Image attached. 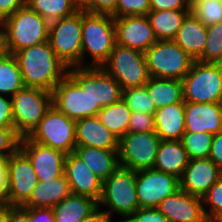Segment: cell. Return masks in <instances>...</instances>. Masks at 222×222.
<instances>
[{
  "label": "cell",
  "mask_w": 222,
  "mask_h": 222,
  "mask_svg": "<svg viewBox=\"0 0 222 222\" xmlns=\"http://www.w3.org/2000/svg\"><path fill=\"white\" fill-rule=\"evenodd\" d=\"M121 99V85L102 67H70L52 91V105L74 121L97 116Z\"/></svg>",
  "instance_id": "cell-1"
},
{
  "label": "cell",
  "mask_w": 222,
  "mask_h": 222,
  "mask_svg": "<svg viewBox=\"0 0 222 222\" xmlns=\"http://www.w3.org/2000/svg\"><path fill=\"white\" fill-rule=\"evenodd\" d=\"M25 87L52 92L68 74L67 67L55 54L48 41L27 47L14 54Z\"/></svg>",
  "instance_id": "cell-2"
},
{
  "label": "cell",
  "mask_w": 222,
  "mask_h": 222,
  "mask_svg": "<svg viewBox=\"0 0 222 222\" xmlns=\"http://www.w3.org/2000/svg\"><path fill=\"white\" fill-rule=\"evenodd\" d=\"M81 38V67H102L116 44L114 18L82 10Z\"/></svg>",
  "instance_id": "cell-3"
},
{
  "label": "cell",
  "mask_w": 222,
  "mask_h": 222,
  "mask_svg": "<svg viewBox=\"0 0 222 222\" xmlns=\"http://www.w3.org/2000/svg\"><path fill=\"white\" fill-rule=\"evenodd\" d=\"M50 23L27 5L5 18L0 27L6 52H16L48 41Z\"/></svg>",
  "instance_id": "cell-4"
},
{
  "label": "cell",
  "mask_w": 222,
  "mask_h": 222,
  "mask_svg": "<svg viewBox=\"0 0 222 222\" xmlns=\"http://www.w3.org/2000/svg\"><path fill=\"white\" fill-rule=\"evenodd\" d=\"M98 207L114 219L118 216V222H124L139 209L136 171L119 166L110 177L105 179Z\"/></svg>",
  "instance_id": "cell-5"
},
{
  "label": "cell",
  "mask_w": 222,
  "mask_h": 222,
  "mask_svg": "<svg viewBox=\"0 0 222 222\" xmlns=\"http://www.w3.org/2000/svg\"><path fill=\"white\" fill-rule=\"evenodd\" d=\"M182 83L184 102L222 103V63L195 60Z\"/></svg>",
  "instance_id": "cell-6"
},
{
  "label": "cell",
  "mask_w": 222,
  "mask_h": 222,
  "mask_svg": "<svg viewBox=\"0 0 222 222\" xmlns=\"http://www.w3.org/2000/svg\"><path fill=\"white\" fill-rule=\"evenodd\" d=\"M150 77L182 80L195 59L174 40H157L145 52Z\"/></svg>",
  "instance_id": "cell-7"
},
{
  "label": "cell",
  "mask_w": 222,
  "mask_h": 222,
  "mask_svg": "<svg viewBox=\"0 0 222 222\" xmlns=\"http://www.w3.org/2000/svg\"><path fill=\"white\" fill-rule=\"evenodd\" d=\"M14 129L22 138L29 136L52 106V92L24 87L11 97Z\"/></svg>",
  "instance_id": "cell-8"
},
{
  "label": "cell",
  "mask_w": 222,
  "mask_h": 222,
  "mask_svg": "<svg viewBox=\"0 0 222 222\" xmlns=\"http://www.w3.org/2000/svg\"><path fill=\"white\" fill-rule=\"evenodd\" d=\"M82 10L74 15L50 22L48 42L67 67H81Z\"/></svg>",
  "instance_id": "cell-9"
},
{
  "label": "cell",
  "mask_w": 222,
  "mask_h": 222,
  "mask_svg": "<svg viewBox=\"0 0 222 222\" xmlns=\"http://www.w3.org/2000/svg\"><path fill=\"white\" fill-rule=\"evenodd\" d=\"M102 68L118 81L122 90L146 85L150 78L145 53L118 44Z\"/></svg>",
  "instance_id": "cell-10"
},
{
  "label": "cell",
  "mask_w": 222,
  "mask_h": 222,
  "mask_svg": "<svg viewBox=\"0 0 222 222\" xmlns=\"http://www.w3.org/2000/svg\"><path fill=\"white\" fill-rule=\"evenodd\" d=\"M75 128L76 121L52 105L28 137L36 143L70 154L76 148Z\"/></svg>",
  "instance_id": "cell-11"
},
{
  "label": "cell",
  "mask_w": 222,
  "mask_h": 222,
  "mask_svg": "<svg viewBox=\"0 0 222 222\" xmlns=\"http://www.w3.org/2000/svg\"><path fill=\"white\" fill-rule=\"evenodd\" d=\"M160 137L155 131L127 132L119 140V165L133 171L153 169Z\"/></svg>",
  "instance_id": "cell-12"
},
{
  "label": "cell",
  "mask_w": 222,
  "mask_h": 222,
  "mask_svg": "<svg viewBox=\"0 0 222 222\" xmlns=\"http://www.w3.org/2000/svg\"><path fill=\"white\" fill-rule=\"evenodd\" d=\"M38 182L30 160L18 149L6 162V204L23 206Z\"/></svg>",
  "instance_id": "cell-13"
},
{
  "label": "cell",
  "mask_w": 222,
  "mask_h": 222,
  "mask_svg": "<svg viewBox=\"0 0 222 222\" xmlns=\"http://www.w3.org/2000/svg\"><path fill=\"white\" fill-rule=\"evenodd\" d=\"M180 189V179L172 174L147 169L136 171L139 208H157L166 197Z\"/></svg>",
  "instance_id": "cell-14"
},
{
  "label": "cell",
  "mask_w": 222,
  "mask_h": 222,
  "mask_svg": "<svg viewBox=\"0 0 222 222\" xmlns=\"http://www.w3.org/2000/svg\"><path fill=\"white\" fill-rule=\"evenodd\" d=\"M19 149L30 160L38 180H52L64 174L67 154L22 137Z\"/></svg>",
  "instance_id": "cell-15"
},
{
  "label": "cell",
  "mask_w": 222,
  "mask_h": 222,
  "mask_svg": "<svg viewBox=\"0 0 222 222\" xmlns=\"http://www.w3.org/2000/svg\"><path fill=\"white\" fill-rule=\"evenodd\" d=\"M116 44L146 52L157 38L147 16L114 18Z\"/></svg>",
  "instance_id": "cell-16"
},
{
  "label": "cell",
  "mask_w": 222,
  "mask_h": 222,
  "mask_svg": "<svg viewBox=\"0 0 222 222\" xmlns=\"http://www.w3.org/2000/svg\"><path fill=\"white\" fill-rule=\"evenodd\" d=\"M64 174L72 194L87 196L99 202L103 181L74 152L66 156Z\"/></svg>",
  "instance_id": "cell-17"
},
{
  "label": "cell",
  "mask_w": 222,
  "mask_h": 222,
  "mask_svg": "<svg viewBox=\"0 0 222 222\" xmlns=\"http://www.w3.org/2000/svg\"><path fill=\"white\" fill-rule=\"evenodd\" d=\"M222 176V170L210 159L190 160L180 178V189L201 197Z\"/></svg>",
  "instance_id": "cell-18"
},
{
  "label": "cell",
  "mask_w": 222,
  "mask_h": 222,
  "mask_svg": "<svg viewBox=\"0 0 222 222\" xmlns=\"http://www.w3.org/2000/svg\"><path fill=\"white\" fill-rule=\"evenodd\" d=\"M157 209L169 222H200L206 217L202 198L181 189L161 201Z\"/></svg>",
  "instance_id": "cell-19"
},
{
  "label": "cell",
  "mask_w": 222,
  "mask_h": 222,
  "mask_svg": "<svg viewBox=\"0 0 222 222\" xmlns=\"http://www.w3.org/2000/svg\"><path fill=\"white\" fill-rule=\"evenodd\" d=\"M185 132H222V103L185 102Z\"/></svg>",
  "instance_id": "cell-20"
},
{
  "label": "cell",
  "mask_w": 222,
  "mask_h": 222,
  "mask_svg": "<svg viewBox=\"0 0 222 222\" xmlns=\"http://www.w3.org/2000/svg\"><path fill=\"white\" fill-rule=\"evenodd\" d=\"M76 146L119 150V138L104 126L98 116L76 121Z\"/></svg>",
  "instance_id": "cell-21"
},
{
  "label": "cell",
  "mask_w": 222,
  "mask_h": 222,
  "mask_svg": "<svg viewBox=\"0 0 222 222\" xmlns=\"http://www.w3.org/2000/svg\"><path fill=\"white\" fill-rule=\"evenodd\" d=\"M29 200L22 206L28 208H52L72 194L65 174L52 180H38Z\"/></svg>",
  "instance_id": "cell-22"
},
{
  "label": "cell",
  "mask_w": 222,
  "mask_h": 222,
  "mask_svg": "<svg viewBox=\"0 0 222 222\" xmlns=\"http://www.w3.org/2000/svg\"><path fill=\"white\" fill-rule=\"evenodd\" d=\"M155 133L161 140H181L185 133V103L169 104L155 111Z\"/></svg>",
  "instance_id": "cell-23"
},
{
  "label": "cell",
  "mask_w": 222,
  "mask_h": 222,
  "mask_svg": "<svg viewBox=\"0 0 222 222\" xmlns=\"http://www.w3.org/2000/svg\"><path fill=\"white\" fill-rule=\"evenodd\" d=\"M207 39V26L192 12L183 20L176 37L173 39L187 54L197 60L204 51Z\"/></svg>",
  "instance_id": "cell-24"
},
{
  "label": "cell",
  "mask_w": 222,
  "mask_h": 222,
  "mask_svg": "<svg viewBox=\"0 0 222 222\" xmlns=\"http://www.w3.org/2000/svg\"><path fill=\"white\" fill-rule=\"evenodd\" d=\"M189 161L181 140H161L153 169L172 174L180 179Z\"/></svg>",
  "instance_id": "cell-25"
},
{
  "label": "cell",
  "mask_w": 222,
  "mask_h": 222,
  "mask_svg": "<svg viewBox=\"0 0 222 222\" xmlns=\"http://www.w3.org/2000/svg\"><path fill=\"white\" fill-rule=\"evenodd\" d=\"M119 150H106L89 146H76L74 153L102 181L110 177L120 166Z\"/></svg>",
  "instance_id": "cell-26"
},
{
  "label": "cell",
  "mask_w": 222,
  "mask_h": 222,
  "mask_svg": "<svg viewBox=\"0 0 222 222\" xmlns=\"http://www.w3.org/2000/svg\"><path fill=\"white\" fill-rule=\"evenodd\" d=\"M52 208L55 222H81L98 208V202L87 196L71 194Z\"/></svg>",
  "instance_id": "cell-27"
},
{
  "label": "cell",
  "mask_w": 222,
  "mask_h": 222,
  "mask_svg": "<svg viewBox=\"0 0 222 222\" xmlns=\"http://www.w3.org/2000/svg\"><path fill=\"white\" fill-rule=\"evenodd\" d=\"M146 88L156 110L169 104L185 103L182 80L150 77Z\"/></svg>",
  "instance_id": "cell-28"
},
{
  "label": "cell",
  "mask_w": 222,
  "mask_h": 222,
  "mask_svg": "<svg viewBox=\"0 0 222 222\" xmlns=\"http://www.w3.org/2000/svg\"><path fill=\"white\" fill-rule=\"evenodd\" d=\"M191 10H150L146 15L157 40H173Z\"/></svg>",
  "instance_id": "cell-29"
},
{
  "label": "cell",
  "mask_w": 222,
  "mask_h": 222,
  "mask_svg": "<svg viewBox=\"0 0 222 222\" xmlns=\"http://www.w3.org/2000/svg\"><path fill=\"white\" fill-rule=\"evenodd\" d=\"M131 112L121 99L119 102L102 108L97 116L104 126L121 139L128 131Z\"/></svg>",
  "instance_id": "cell-30"
},
{
  "label": "cell",
  "mask_w": 222,
  "mask_h": 222,
  "mask_svg": "<svg viewBox=\"0 0 222 222\" xmlns=\"http://www.w3.org/2000/svg\"><path fill=\"white\" fill-rule=\"evenodd\" d=\"M24 87L16 57L14 54L6 53L0 58V95L11 98Z\"/></svg>",
  "instance_id": "cell-31"
},
{
  "label": "cell",
  "mask_w": 222,
  "mask_h": 222,
  "mask_svg": "<svg viewBox=\"0 0 222 222\" xmlns=\"http://www.w3.org/2000/svg\"><path fill=\"white\" fill-rule=\"evenodd\" d=\"M26 5L49 23L79 11L71 0H27Z\"/></svg>",
  "instance_id": "cell-32"
},
{
  "label": "cell",
  "mask_w": 222,
  "mask_h": 222,
  "mask_svg": "<svg viewBox=\"0 0 222 222\" xmlns=\"http://www.w3.org/2000/svg\"><path fill=\"white\" fill-rule=\"evenodd\" d=\"M214 135L209 132H185L181 142L190 160L209 158Z\"/></svg>",
  "instance_id": "cell-33"
},
{
  "label": "cell",
  "mask_w": 222,
  "mask_h": 222,
  "mask_svg": "<svg viewBox=\"0 0 222 222\" xmlns=\"http://www.w3.org/2000/svg\"><path fill=\"white\" fill-rule=\"evenodd\" d=\"M197 60L222 63V22L207 26L206 46Z\"/></svg>",
  "instance_id": "cell-34"
},
{
  "label": "cell",
  "mask_w": 222,
  "mask_h": 222,
  "mask_svg": "<svg viewBox=\"0 0 222 222\" xmlns=\"http://www.w3.org/2000/svg\"><path fill=\"white\" fill-rule=\"evenodd\" d=\"M122 100L131 111L155 114L156 107L149 96L146 85L122 90Z\"/></svg>",
  "instance_id": "cell-35"
},
{
  "label": "cell",
  "mask_w": 222,
  "mask_h": 222,
  "mask_svg": "<svg viewBox=\"0 0 222 222\" xmlns=\"http://www.w3.org/2000/svg\"><path fill=\"white\" fill-rule=\"evenodd\" d=\"M191 12L206 26L222 22L219 0H191Z\"/></svg>",
  "instance_id": "cell-36"
},
{
  "label": "cell",
  "mask_w": 222,
  "mask_h": 222,
  "mask_svg": "<svg viewBox=\"0 0 222 222\" xmlns=\"http://www.w3.org/2000/svg\"><path fill=\"white\" fill-rule=\"evenodd\" d=\"M202 203L206 217L216 218L222 212V176L202 196Z\"/></svg>",
  "instance_id": "cell-37"
},
{
  "label": "cell",
  "mask_w": 222,
  "mask_h": 222,
  "mask_svg": "<svg viewBox=\"0 0 222 222\" xmlns=\"http://www.w3.org/2000/svg\"><path fill=\"white\" fill-rule=\"evenodd\" d=\"M150 10V0H117L116 17L145 16Z\"/></svg>",
  "instance_id": "cell-38"
},
{
  "label": "cell",
  "mask_w": 222,
  "mask_h": 222,
  "mask_svg": "<svg viewBox=\"0 0 222 222\" xmlns=\"http://www.w3.org/2000/svg\"><path fill=\"white\" fill-rule=\"evenodd\" d=\"M21 137L14 128H0V159L7 160L19 149Z\"/></svg>",
  "instance_id": "cell-39"
},
{
  "label": "cell",
  "mask_w": 222,
  "mask_h": 222,
  "mask_svg": "<svg viewBox=\"0 0 222 222\" xmlns=\"http://www.w3.org/2000/svg\"><path fill=\"white\" fill-rule=\"evenodd\" d=\"M155 131V115L132 111L128 126L129 133Z\"/></svg>",
  "instance_id": "cell-40"
},
{
  "label": "cell",
  "mask_w": 222,
  "mask_h": 222,
  "mask_svg": "<svg viewBox=\"0 0 222 222\" xmlns=\"http://www.w3.org/2000/svg\"><path fill=\"white\" fill-rule=\"evenodd\" d=\"M124 222H169L157 208H139Z\"/></svg>",
  "instance_id": "cell-41"
},
{
  "label": "cell",
  "mask_w": 222,
  "mask_h": 222,
  "mask_svg": "<svg viewBox=\"0 0 222 222\" xmlns=\"http://www.w3.org/2000/svg\"><path fill=\"white\" fill-rule=\"evenodd\" d=\"M116 4L117 0H89L82 10L94 14L110 15L116 18Z\"/></svg>",
  "instance_id": "cell-42"
},
{
  "label": "cell",
  "mask_w": 222,
  "mask_h": 222,
  "mask_svg": "<svg viewBox=\"0 0 222 222\" xmlns=\"http://www.w3.org/2000/svg\"><path fill=\"white\" fill-rule=\"evenodd\" d=\"M153 11L160 10H191V0H150Z\"/></svg>",
  "instance_id": "cell-43"
},
{
  "label": "cell",
  "mask_w": 222,
  "mask_h": 222,
  "mask_svg": "<svg viewBox=\"0 0 222 222\" xmlns=\"http://www.w3.org/2000/svg\"><path fill=\"white\" fill-rule=\"evenodd\" d=\"M0 128H14L12 100L4 95H0Z\"/></svg>",
  "instance_id": "cell-44"
},
{
  "label": "cell",
  "mask_w": 222,
  "mask_h": 222,
  "mask_svg": "<svg viewBox=\"0 0 222 222\" xmlns=\"http://www.w3.org/2000/svg\"><path fill=\"white\" fill-rule=\"evenodd\" d=\"M30 222H55L53 208H28Z\"/></svg>",
  "instance_id": "cell-45"
},
{
  "label": "cell",
  "mask_w": 222,
  "mask_h": 222,
  "mask_svg": "<svg viewBox=\"0 0 222 222\" xmlns=\"http://www.w3.org/2000/svg\"><path fill=\"white\" fill-rule=\"evenodd\" d=\"M26 4L27 0H0V23Z\"/></svg>",
  "instance_id": "cell-46"
},
{
  "label": "cell",
  "mask_w": 222,
  "mask_h": 222,
  "mask_svg": "<svg viewBox=\"0 0 222 222\" xmlns=\"http://www.w3.org/2000/svg\"><path fill=\"white\" fill-rule=\"evenodd\" d=\"M209 158L222 170V132L214 134Z\"/></svg>",
  "instance_id": "cell-47"
},
{
  "label": "cell",
  "mask_w": 222,
  "mask_h": 222,
  "mask_svg": "<svg viewBox=\"0 0 222 222\" xmlns=\"http://www.w3.org/2000/svg\"><path fill=\"white\" fill-rule=\"evenodd\" d=\"M6 222H30L28 216V207L9 206L7 204Z\"/></svg>",
  "instance_id": "cell-48"
},
{
  "label": "cell",
  "mask_w": 222,
  "mask_h": 222,
  "mask_svg": "<svg viewBox=\"0 0 222 222\" xmlns=\"http://www.w3.org/2000/svg\"><path fill=\"white\" fill-rule=\"evenodd\" d=\"M81 222H118L114 220L107 212L100 209H95L88 217L84 218Z\"/></svg>",
  "instance_id": "cell-49"
},
{
  "label": "cell",
  "mask_w": 222,
  "mask_h": 222,
  "mask_svg": "<svg viewBox=\"0 0 222 222\" xmlns=\"http://www.w3.org/2000/svg\"><path fill=\"white\" fill-rule=\"evenodd\" d=\"M6 162L0 159V205L6 204Z\"/></svg>",
  "instance_id": "cell-50"
},
{
  "label": "cell",
  "mask_w": 222,
  "mask_h": 222,
  "mask_svg": "<svg viewBox=\"0 0 222 222\" xmlns=\"http://www.w3.org/2000/svg\"><path fill=\"white\" fill-rule=\"evenodd\" d=\"M5 39L3 31L0 27V58L6 54Z\"/></svg>",
  "instance_id": "cell-51"
},
{
  "label": "cell",
  "mask_w": 222,
  "mask_h": 222,
  "mask_svg": "<svg viewBox=\"0 0 222 222\" xmlns=\"http://www.w3.org/2000/svg\"><path fill=\"white\" fill-rule=\"evenodd\" d=\"M7 221V204L0 205V222Z\"/></svg>",
  "instance_id": "cell-52"
},
{
  "label": "cell",
  "mask_w": 222,
  "mask_h": 222,
  "mask_svg": "<svg viewBox=\"0 0 222 222\" xmlns=\"http://www.w3.org/2000/svg\"><path fill=\"white\" fill-rule=\"evenodd\" d=\"M79 10H82L87 4L89 0H71Z\"/></svg>",
  "instance_id": "cell-53"
},
{
  "label": "cell",
  "mask_w": 222,
  "mask_h": 222,
  "mask_svg": "<svg viewBox=\"0 0 222 222\" xmlns=\"http://www.w3.org/2000/svg\"><path fill=\"white\" fill-rule=\"evenodd\" d=\"M200 222H218L215 218L205 217Z\"/></svg>",
  "instance_id": "cell-54"
},
{
  "label": "cell",
  "mask_w": 222,
  "mask_h": 222,
  "mask_svg": "<svg viewBox=\"0 0 222 222\" xmlns=\"http://www.w3.org/2000/svg\"><path fill=\"white\" fill-rule=\"evenodd\" d=\"M218 222H222V212L215 218Z\"/></svg>",
  "instance_id": "cell-55"
}]
</instances>
